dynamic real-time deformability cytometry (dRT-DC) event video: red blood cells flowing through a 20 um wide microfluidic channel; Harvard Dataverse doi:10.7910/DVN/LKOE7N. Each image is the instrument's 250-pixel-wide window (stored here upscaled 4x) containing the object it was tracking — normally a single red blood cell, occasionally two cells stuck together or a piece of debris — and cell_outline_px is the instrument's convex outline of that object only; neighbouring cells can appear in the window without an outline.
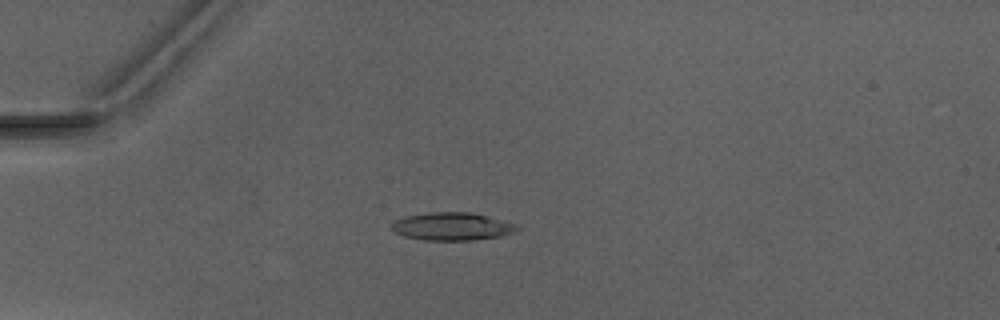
{"species": "Egyptian fruit bat (a non-hibernating species)", "species_latin": "Rousettus aegyptiacus", "temperature_condition": "warm", "stored_images_in_passage": 6, "camera_frame_rate_fps": 3000, "um_per_image_px": 0.085, "animal": {"sex": "male"}, "frame": {"image": 1, "passage_image": 4, "time_ms": 3.667, "image_size_px": [1000, 320], "cell_outline_px": [[520, 228], [512, 232], [500, 236], [472, 240], [424, 240], [404, 236], [396, 232], [392, 228], [392, 224], [396, 220], [408, 216], [428, 212], [472, 212], [520, 224]], "centroid_in_image_um": [38.48, 19.24], "position_along_channel_um": 46.5, "area_um2": 20.29}}